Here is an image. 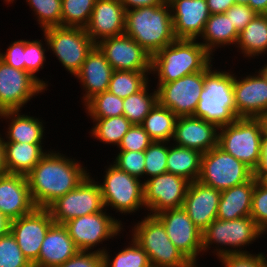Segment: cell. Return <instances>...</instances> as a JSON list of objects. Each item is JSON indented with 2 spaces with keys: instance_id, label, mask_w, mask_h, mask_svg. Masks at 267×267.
Returning <instances> with one entry per match:
<instances>
[{
  "instance_id": "cell-1",
  "label": "cell",
  "mask_w": 267,
  "mask_h": 267,
  "mask_svg": "<svg viewBox=\"0 0 267 267\" xmlns=\"http://www.w3.org/2000/svg\"><path fill=\"white\" fill-rule=\"evenodd\" d=\"M53 150L46 152L26 176L32 200L39 208H48L89 175L80 161Z\"/></svg>"
},
{
  "instance_id": "cell-2",
  "label": "cell",
  "mask_w": 267,
  "mask_h": 267,
  "mask_svg": "<svg viewBox=\"0 0 267 267\" xmlns=\"http://www.w3.org/2000/svg\"><path fill=\"white\" fill-rule=\"evenodd\" d=\"M125 34L151 56L170 45L176 38L169 3L127 10Z\"/></svg>"
},
{
  "instance_id": "cell-3",
  "label": "cell",
  "mask_w": 267,
  "mask_h": 267,
  "mask_svg": "<svg viewBox=\"0 0 267 267\" xmlns=\"http://www.w3.org/2000/svg\"><path fill=\"white\" fill-rule=\"evenodd\" d=\"M212 61L214 57L198 39H175L152 56L151 74L157 83H168L203 71Z\"/></svg>"
},
{
  "instance_id": "cell-4",
  "label": "cell",
  "mask_w": 267,
  "mask_h": 267,
  "mask_svg": "<svg viewBox=\"0 0 267 267\" xmlns=\"http://www.w3.org/2000/svg\"><path fill=\"white\" fill-rule=\"evenodd\" d=\"M212 64L204 69V87L193 117L221 127L238 118L233 89L234 74L230 70L214 69Z\"/></svg>"
},
{
  "instance_id": "cell-5",
  "label": "cell",
  "mask_w": 267,
  "mask_h": 267,
  "mask_svg": "<svg viewBox=\"0 0 267 267\" xmlns=\"http://www.w3.org/2000/svg\"><path fill=\"white\" fill-rule=\"evenodd\" d=\"M262 235L264 233L251 216L235 220L215 219L202 232V252L204 255V252L211 250L209 248L213 245L212 248H215L212 253L216 258L230 253H248L244 247H249L263 237Z\"/></svg>"
},
{
  "instance_id": "cell-6",
  "label": "cell",
  "mask_w": 267,
  "mask_h": 267,
  "mask_svg": "<svg viewBox=\"0 0 267 267\" xmlns=\"http://www.w3.org/2000/svg\"><path fill=\"white\" fill-rule=\"evenodd\" d=\"M132 238L147 253L151 266L194 267L171 242L162 222L147 214L132 228Z\"/></svg>"
},
{
  "instance_id": "cell-7",
  "label": "cell",
  "mask_w": 267,
  "mask_h": 267,
  "mask_svg": "<svg viewBox=\"0 0 267 267\" xmlns=\"http://www.w3.org/2000/svg\"><path fill=\"white\" fill-rule=\"evenodd\" d=\"M262 139L256 118H237L233 123L219 127L218 147L254 172L260 161Z\"/></svg>"
},
{
  "instance_id": "cell-8",
  "label": "cell",
  "mask_w": 267,
  "mask_h": 267,
  "mask_svg": "<svg viewBox=\"0 0 267 267\" xmlns=\"http://www.w3.org/2000/svg\"><path fill=\"white\" fill-rule=\"evenodd\" d=\"M103 183H99L104 207L124 215L145 208L144 181L129 175L111 163L105 170ZM107 206V207H106Z\"/></svg>"
},
{
  "instance_id": "cell-9",
  "label": "cell",
  "mask_w": 267,
  "mask_h": 267,
  "mask_svg": "<svg viewBox=\"0 0 267 267\" xmlns=\"http://www.w3.org/2000/svg\"><path fill=\"white\" fill-rule=\"evenodd\" d=\"M48 49L53 52L67 72L75 76L81 69L88 53L96 45L85 28L49 27L44 29Z\"/></svg>"
},
{
  "instance_id": "cell-10",
  "label": "cell",
  "mask_w": 267,
  "mask_h": 267,
  "mask_svg": "<svg viewBox=\"0 0 267 267\" xmlns=\"http://www.w3.org/2000/svg\"><path fill=\"white\" fill-rule=\"evenodd\" d=\"M253 176L248 166L218 146L202 154L198 181L204 185L224 191L249 181Z\"/></svg>"
},
{
  "instance_id": "cell-11",
  "label": "cell",
  "mask_w": 267,
  "mask_h": 267,
  "mask_svg": "<svg viewBox=\"0 0 267 267\" xmlns=\"http://www.w3.org/2000/svg\"><path fill=\"white\" fill-rule=\"evenodd\" d=\"M107 209L73 218L63 225L80 251H93L99 244L121 236L122 221L106 213ZM108 214V215H107Z\"/></svg>"
},
{
  "instance_id": "cell-12",
  "label": "cell",
  "mask_w": 267,
  "mask_h": 267,
  "mask_svg": "<svg viewBox=\"0 0 267 267\" xmlns=\"http://www.w3.org/2000/svg\"><path fill=\"white\" fill-rule=\"evenodd\" d=\"M56 224L105 209L99 184L89 174L74 190L59 197L48 207Z\"/></svg>"
},
{
  "instance_id": "cell-13",
  "label": "cell",
  "mask_w": 267,
  "mask_h": 267,
  "mask_svg": "<svg viewBox=\"0 0 267 267\" xmlns=\"http://www.w3.org/2000/svg\"><path fill=\"white\" fill-rule=\"evenodd\" d=\"M47 88L31 73L13 68L0 59V113L20 110Z\"/></svg>"
},
{
  "instance_id": "cell-14",
  "label": "cell",
  "mask_w": 267,
  "mask_h": 267,
  "mask_svg": "<svg viewBox=\"0 0 267 267\" xmlns=\"http://www.w3.org/2000/svg\"><path fill=\"white\" fill-rule=\"evenodd\" d=\"M203 87L204 70L168 83H157L158 103L177 117L193 116Z\"/></svg>"
},
{
  "instance_id": "cell-15",
  "label": "cell",
  "mask_w": 267,
  "mask_h": 267,
  "mask_svg": "<svg viewBox=\"0 0 267 267\" xmlns=\"http://www.w3.org/2000/svg\"><path fill=\"white\" fill-rule=\"evenodd\" d=\"M155 216L162 222L171 242L194 267H198V256L203 255L202 231L194 225L188 213L180 207L161 211Z\"/></svg>"
},
{
  "instance_id": "cell-16",
  "label": "cell",
  "mask_w": 267,
  "mask_h": 267,
  "mask_svg": "<svg viewBox=\"0 0 267 267\" xmlns=\"http://www.w3.org/2000/svg\"><path fill=\"white\" fill-rule=\"evenodd\" d=\"M190 182L183 177L166 172L144 181V204L148 214L180 208Z\"/></svg>"
},
{
  "instance_id": "cell-17",
  "label": "cell",
  "mask_w": 267,
  "mask_h": 267,
  "mask_svg": "<svg viewBox=\"0 0 267 267\" xmlns=\"http://www.w3.org/2000/svg\"><path fill=\"white\" fill-rule=\"evenodd\" d=\"M53 223L49 209L39 207L27 215L11 220L10 232L31 264L38 259L45 234Z\"/></svg>"
},
{
  "instance_id": "cell-18",
  "label": "cell",
  "mask_w": 267,
  "mask_h": 267,
  "mask_svg": "<svg viewBox=\"0 0 267 267\" xmlns=\"http://www.w3.org/2000/svg\"><path fill=\"white\" fill-rule=\"evenodd\" d=\"M114 70L151 71L152 56L126 34L96 44Z\"/></svg>"
},
{
  "instance_id": "cell-19",
  "label": "cell",
  "mask_w": 267,
  "mask_h": 267,
  "mask_svg": "<svg viewBox=\"0 0 267 267\" xmlns=\"http://www.w3.org/2000/svg\"><path fill=\"white\" fill-rule=\"evenodd\" d=\"M257 73V74H255ZM246 77L234 73V99L238 118H256L267 112V78L260 72Z\"/></svg>"
},
{
  "instance_id": "cell-20",
  "label": "cell",
  "mask_w": 267,
  "mask_h": 267,
  "mask_svg": "<svg viewBox=\"0 0 267 267\" xmlns=\"http://www.w3.org/2000/svg\"><path fill=\"white\" fill-rule=\"evenodd\" d=\"M126 10L120 0H96L86 33L95 44L125 34Z\"/></svg>"
},
{
  "instance_id": "cell-21",
  "label": "cell",
  "mask_w": 267,
  "mask_h": 267,
  "mask_svg": "<svg viewBox=\"0 0 267 267\" xmlns=\"http://www.w3.org/2000/svg\"><path fill=\"white\" fill-rule=\"evenodd\" d=\"M173 32L176 39H198L210 17L206 0H171Z\"/></svg>"
},
{
  "instance_id": "cell-22",
  "label": "cell",
  "mask_w": 267,
  "mask_h": 267,
  "mask_svg": "<svg viewBox=\"0 0 267 267\" xmlns=\"http://www.w3.org/2000/svg\"><path fill=\"white\" fill-rule=\"evenodd\" d=\"M219 127L193 116H180L176 120L173 144L197 150L204 154L218 146Z\"/></svg>"
},
{
  "instance_id": "cell-23",
  "label": "cell",
  "mask_w": 267,
  "mask_h": 267,
  "mask_svg": "<svg viewBox=\"0 0 267 267\" xmlns=\"http://www.w3.org/2000/svg\"><path fill=\"white\" fill-rule=\"evenodd\" d=\"M221 191L196 180L188 186L182 208L202 232L217 219Z\"/></svg>"
},
{
  "instance_id": "cell-24",
  "label": "cell",
  "mask_w": 267,
  "mask_h": 267,
  "mask_svg": "<svg viewBox=\"0 0 267 267\" xmlns=\"http://www.w3.org/2000/svg\"><path fill=\"white\" fill-rule=\"evenodd\" d=\"M36 208L26 176H0V212L10 221L31 213Z\"/></svg>"
},
{
  "instance_id": "cell-25",
  "label": "cell",
  "mask_w": 267,
  "mask_h": 267,
  "mask_svg": "<svg viewBox=\"0 0 267 267\" xmlns=\"http://www.w3.org/2000/svg\"><path fill=\"white\" fill-rule=\"evenodd\" d=\"M113 71L104 53L95 45L88 53L80 71L74 76L85 92L82 93L83 105L94 95L108 90Z\"/></svg>"
},
{
  "instance_id": "cell-26",
  "label": "cell",
  "mask_w": 267,
  "mask_h": 267,
  "mask_svg": "<svg viewBox=\"0 0 267 267\" xmlns=\"http://www.w3.org/2000/svg\"><path fill=\"white\" fill-rule=\"evenodd\" d=\"M80 250L63 224L53 223L45 234L38 259L33 267H57Z\"/></svg>"
},
{
  "instance_id": "cell-27",
  "label": "cell",
  "mask_w": 267,
  "mask_h": 267,
  "mask_svg": "<svg viewBox=\"0 0 267 267\" xmlns=\"http://www.w3.org/2000/svg\"><path fill=\"white\" fill-rule=\"evenodd\" d=\"M20 112L15 110L0 113V119H8L9 124L3 142L43 143L46 130L43 120Z\"/></svg>"
},
{
  "instance_id": "cell-28",
  "label": "cell",
  "mask_w": 267,
  "mask_h": 267,
  "mask_svg": "<svg viewBox=\"0 0 267 267\" xmlns=\"http://www.w3.org/2000/svg\"><path fill=\"white\" fill-rule=\"evenodd\" d=\"M254 187L255 177L253 176L241 185L221 191L217 219L235 220L250 216Z\"/></svg>"
},
{
  "instance_id": "cell-29",
  "label": "cell",
  "mask_w": 267,
  "mask_h": 267,
  "mask_svg": "<svg viewBox=\"0 0 267 267\" xmlns=\"http://www.w3.org/2000/svg\"><path fill=\"white\" fill-rule=\"evenodd\" d=\"M43 144L4 142L5 165L8 173L27 176L46 152L50 151L47 149L45 151Z\"/></svg>"
},
{
  "instance_id": "cell-30",
  "label": "cell",
  "mask_w": 267,
  "mask_h": 267,
  "mask_svg": "<svg viewBox=\"0 0 267 267\" xmlns=\"http://www.w3.org/2000/svg\"><path fill=\"white\" fill-rule=\"evenodd\" d=\"M238 37L239 32L232 25L228 16L221 13L210 15L198 39H203L200 43L211 55H214L213 52L218 48L236 46Z\"/></svg>"
},
{
  "instance_id": "cell-31",
  "label": "cell",
  "mask_w": 267,
  "mask_h": 267,
  "mask_svg": "<svg viewBox=\"0 0 267 267\" xmlns=\"http://www.w3.org/2000/svg\"><path fill=\"white\" fill-rule=\"evenodd\" d=\"M236 47L248 59L267 55V14H257L247 24L239 33Z\"/></svg>"
},
{
  "instance_id": "cell-32",
  "label": "cell",
  "mask_w": 267,
  "mask_h": 267,
  "mask_svg": "<svg viewBox=\"0 0 267 267\" xmlns=\"http://www.w3.org/2000/svg\"><path fill=\"white\" fill-rule=\"evenodd\" d=\"M202 153L169 142L167 172L183 177L190 183L198 180Z\"/></svg>"
},
{
  "instance_id": "cell-33",
  "label": "cell",
  "mask_w": 267,
  "mask_h": 267,
  "mask_svg": "<svg viewBox=\"0 0 267 267\" xmlns=\"http://www.w3.org/2000/svg\"><path fill=\"white\" fill-rule=\"evenodd\" d=\"M177 118L170 109L157 103L141 126L153 141L170 142L173 139Z\"/></svg>"
},
{
  "instance_id": "cell-34",
  "label": "cell",
  "mask_w": 267,
  "mask_h": 267,
  "mask_svg": "<svg viewBox=\"0 0 267 267\" xmlns=\"http://www.w3.org/2000/svg\"><path fill=\"white\" fill-rule=\"evenodd\" d=\"M149 85L148 82L140 91L123 99V115L133 125H141L145 117L158 103L157 89L149 92Z\"/></svg>"
},
{
  "instance_id": "cell-35",
  "label": "cell",
  "mask_w": 267,
  "mask_h": 267,
  "mask_svg": "<svg viewBox=\"0 0 267 267\" xmlns=\"http://www.w3.org/2000/svg\"><path fill=\"white\" fill-rule=\"evenodd\" d=\"M128 246L122 248L115 257L111 258L107 247L96 248V251L102 253L103 267H150V261L147 253L131 237ZM131 242V243H130ZM106 248V249H105ZM112 260V261H111Z\"/></svg>"
},
{
  "instance_id": "cell-36",
  "label": "cell",
  "mask_w": 267,
  "mask_h": 267,
  "mask_svg": "<svg viewBox=\"0 0 267 267\" xmlns=\"http://www.w3.org/2000/svg\"><path fill=\"white\" fill-rule=\"evenodd\" d=\"M92 120L95 126L89 132L90 136L117 147L133 125L124 115Z\"/></svg>"
},
{
  "instance_id": "cell-37",
  "label": "cell",
  "mask_w": 267,
  "mask_h": 267,
  "mask_svg": "<svg viewBox=\"0 0 267 267\" xmlns=\"http://www.w3.org/2000/svg\"><path fill=\"white\" fill-rule=\"evenodd\" d=\"M151 71L114 70L109 82L108 91L125 99L140 91L148 82Z\"/></svg>"
},
{
  "instance_id": "cell-38",
  "label": "cell",
  "mask_w": 267,
  "mask_h": 267,
  "mask_svg": "<svg viewBox=\"0 0 267 267\" xmlns=\"http://www.w3.org/2000/svg\"><path fill=\"white\" fill-rule=\"evenodd\" d=\"M84 107L91 119L123 115V99L108 90L94 95L84 104Z\"/></svg>"
},
{
  "instance_id": "cell-39",
  "label": "cell",
  "mask_w": 267,
  "mask_h": 267,
  "mask_svg": "<svg viewBox=\"0 0 267 267\" xmlns=\"http://www.w3.org/2000/svg\"><path fill=\"white\" fill-rule=\"evenodd\" d=\"M96 0H62L61 26L85 28Z\"/></svg>"
},
{
  "instance_id": "cell-40",
  "label": "cell",
  "mask_w": 267,
  "mask_h": 267,
  "mask_svg": "<svg viewBox=\"0 0 267 267\" xmlns=\"http://www.w3.org/2000/svg\"><path fill=\"white\" fill-rule=\"evenodd\" d=\"M42 30L61 26L62 0H26Z\"/></svg>"
},
{
  "instance_id": "cell-41",
  "label": "cell",
  "mask_w": 267,
  "mask_h": 267,
  "mask_svg": "<svg viewBox=\"0 0 267 267\" xmlns=\"http://www.w3.org/2000/svg\"><path fill=\"white\" fill-rule=\"evenodd\" d=\"M44 41L45 43H43L42 39L40 41L39 39L32 41L24 39V62L25 71L31 73L48 89V81H43V79H40L36 75V73H38L40 69L42 70L44 68V64L46 62L45 52L47 50L49 51L45 36Z\"/></svg>"
},
{
  "instance_id": "cell-42",
  "label": "cell",
  "mask_w": 267,
  "mask_h": 267,
  "mask_svg": "<svg viewBox=\"0 0 267 267\" xmlns=\"http://www.w3.org/2000/svg\"><path fill=\"white\" fill-rule=\"evenodd\" d=\"M168 144L169 142L153 141L152 144L144 151V177H148H146L144 181L153 176L167 172Z\"/></svg>"
},
{
  "instance_id": "cell-43",
  "label": "cell",
  "mask_w": 267,
  "mask_h": 267,
  "mask_svg": "<svg viewBox=\"0 0 267 267\" xmlns=\"http://www.w3.org/2000/svg\"><path fill=\"white\" fill-rule=\"evenodd\" d=\"M0 267H33L11 232L0 237Z\"/></svg>"
},
{
  "instance_id": "cell-44",
  "label": "cell",
  "mask_w": 267,
  "mask_h": 267,
  "mask_svg": "<svg viewBox=\"0 0 267 267\" xmlns=\"http://www.w3.org/2000/svg\"><path fill=\"white\" fill-rule=\"evenodd\" d=\"M250 216L257 227L267 234V187L255 179Z\"/></svg>"
},
{
  "instance_id": "cell-45",
  "label": "cell",
  "mask_w": 267,
  "mask_h": 267,
  "mask_svg": "<svg viewBox=\"0 0 267 267\" xmlns=\"http://www.w3.org/2000/svg\"><path fill=\"white\" fill-rule=\"evenodd\" d=\"M115 157L113 164L120 170L139 179L144 178V151H119Z\"/></svg>"
},
{
  "instance_id": "cell-46",
  "label": "cell",
  "mask_w": 267,
  "mask_h": 267,
  "mask_svg": "<svg viewBox=\"0 0 267 267\" xmlns=\"http://www.w3.org/2000/svg\"><path fill=\"white\" fill-rule=\"evenodd\" d=\"M263 252L258 254L230 253L219 256L224 267H267V256Z\"/></svg>"
},
{
  "instance_id": "cell-47",
  "label": "cell",
  "mask_w": 267,
  "mask_h": 267,
  "mask_svg": "<svg viewBox=\"0 0 267 267\" xmlns=\"http://www.w3.org/2000/svg\"><path fill=\"white\" fill-rule=\"evenodd\" d=\"M152 142L141 125H132L116 148L119 151H145Z\"/></svg>"
},
{
  "instance_id": "cell-48",
  "label": "cell",
  "mask_w": 267,
  "mask_h": 267,
  "mask_svg": "<svg viewBox=\"0 0 267 267\" xmlns=\"http://www.w3.org/2000/svg\"><path fill=\"white\" fill-rule=\"evenodd\" d=\"M225 14L230 19L232 25L240 33L247 24L257 15L248 5L237 4L232 5Z\"/></svg>"
},
{
  "instance_id": "cell-49",
  "label": "cell",
  "mask_w": 267,
  "mask_h": 267,
  "mask_svg": "<svg viewBox=\"0 0 267 267\" xmlns=\"http://www.w3.org/2000/svg\"><path fill=\"white\" fill-rule=\"evenodd\" d=\"M57 267H103L102 253L99 251H79L72 258Z\"/></svg>"
},
{
  "instance_id": "cell-50",
  "label": "cell",
  "mask_w": 267,
  "mask_h": 267,
  "mask_svg": "<svg viewBox=\"0 0 267 267\" xmlns=\"http://www.w3.org/2000/svg\"><path fill=\"white\" fill-rule=\"evenodd\" d=\"M0 59L13 68L25 71L24 40L12 41L6 52L0 50Z\"/></svg>"
},
{
  "instance_id": "cell-51",
  "label": "cell",
  "mask_w": 267,
  "mask_h": 267,
  "mask_svg": "<svg viewBox=\"0 0 267 267\" xmlns=\"http://www.w3.org/2000/svg\"><path fill=\"white\" fill-rule=\"evenodd\" d=\"M210 14L225 13L236 2L235 0H206Z\"/></svg>"
},
{
  "instance_id": "cell-52",
  "label": "cell",
  "mask_w": 267,
  "mask_h": 267,
  "mask_svg": "<svg viewBox=\"0 0 267 267\" xmlns=\"http://www.w3.org/2000/svg\"><path fill=\"white\" fill-rule=\"evenodd\" d=\"M120 2L127 11L141 7L161 5L165 3V0H120Z\"/></svg>"
},
{
  "instance_id": "cell-53",
  "label": "cell",
  "mask_w": 267,
  "mask_h": 267,
  "mask_svg": "<svg viewBox=\"0 0 267 267\" xmlns=\"http://www.w3.org/2000/svg\"><path fill=\"white\" fill-rule=\"evenodd\" d=\"M253 173H267V138L262 139L260 161Z\"/></svg>"
},
{
  "instance_id": "cell-54",
  "label": "cell",
  "mask_w": 267,
  "mask_h": 267,
  "mask_svg": "<svg viewBox=\"0 0 267 267\" xmlns=\"http://www.w3.org/2000/svg\"><path fill=\"white\" fill-rule=\"evenodd\" d=\"M248 6L257 14H267V0H249Z\"/></svg>"
},
{
  "instance_id": "cell-55",
  "label": "cell",
  "mask_w": 267,
  "mask_h": 267,
  "mask_svg": "<svg viewBox=\"0 0 267 267\" xmlns=\"http://www.w3.org/2000/svg\"><path fill=\"white\" fill-rule=\"evenodd\" d=\"M0 134V176L8 173L5 165V155H4V142L3 137Z\"/></svg>"
},
{
  "instance_id": "cell-56",
  "label": "cell",
  "mask_w": 267,
  "mask_h": 267,
  "mask_svg": "<svg viewBox=\"0 0 267 267\" xmlns=\"http://www.w3.org/2000/svg\"><path fill=\"white\" fill-rule=\"evenodd\" d=\"M10 220L0 212V237L10 232Z\"/></svg>"
},
{
  "instance_id": "cell-57",
  "label": "cell",
  "mask_w": 267,
  "mask_h": 267,
  "mask_svg": "<svg viewBox=\"0 0 267 267\" xmlns=\"http://www.w3.org/2000/svg\"><path fill=\"white\" fill-rule=\"evenodd\" d=\"M261 127V133L263 138H267V112L256 117Z\"/></svg>"
},
{
  "instance_id": "cell-58",
  "label": "cell",
  "mask_w": 267,
  "mask_h": 267,
  "mask_svg": "<svg viewBox=\"0 0 267 267\" xmlns=\"http://www.w3.org/2000/svg\"><path fill=\"white\" fill-rule=\"evenodd\" d=\"M254 177L267 187V173H254Z\"/></svg>"
},
{
  "instance_id": "cell-59",
  "label": "cell",
  "mask_w": 267,
  "mask_h": 267,
  "mask_svg": "<svg viewBox=\"0 0 267 267\" xmlns=\"http://www.w3.org/2000/svg\"><path fill=\"white\" fill-rule=\"evenodd\" d=\"M259 71L267 78V64H265Z\"/></svg>"
},
{
  "instance_id": "cell-60",
  "label": "cell",
  "mask_w": 267,
  "mask_h": 267,
  "mask_svg": "<svg viewBox=\"0 0 267 267\" xmlns=\"http://www.w3.org/2000/svg\"><path fill=\"white\" fill-rule=\"evenodd\" d=\"M235 2H236L237 4H244V5H248V3H249V0H235Z\"/></svg>"
},
{
  "instance_id": "cell-61",
  "label": "cell",
  "mask_w": 267,
  "mask_h": 267,
  "mask_svg": "<svg viewBox=\"0 0 267 267\" xmlns=\"http://www.w3.org/2000/svg\"><path fill=\"white\" fill-rule=\"evenodd\" d=\"M8 5L13 3L15 0H4Z\"/></svg>"
}]
</instances>
